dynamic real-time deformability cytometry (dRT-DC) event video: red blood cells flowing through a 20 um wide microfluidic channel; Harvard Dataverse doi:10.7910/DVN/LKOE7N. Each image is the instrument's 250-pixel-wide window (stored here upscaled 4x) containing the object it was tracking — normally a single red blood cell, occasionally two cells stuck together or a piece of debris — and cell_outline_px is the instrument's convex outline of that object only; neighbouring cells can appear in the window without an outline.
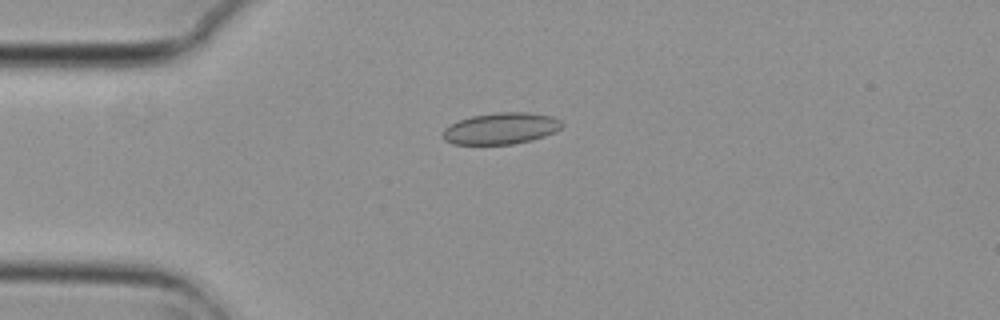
{"species": "common noctule bat (a hibernating species)", "species_latin": "Nyctalus noctula", "temperature_condition": "cold", "stored_images_in_passage": 4, "camera_frame_rate_fps": 3000, "um_per_image_px": 0.085, "animal": {"sex": "female", "body_mass_g": 29.2, "forearm_length_mm": 56.3}, "frame": {"image": 1, "passage_image": 4, "time_ms": 1.0, "image_size_px": [1000, 320], "cell_outline_px": [[564, 124], [556, 132], [532, 140], [512, 144], [452, 144], [444, 140], [440, 136], [444, 128], [460, 120], [472, 116], [496, 112], [524, 112], [552, 116], [560, 120]], "centroid_in_image_um": [42.57, 10.92], "position_along_channel_um": 42.4, "area_um2": 21.91}}